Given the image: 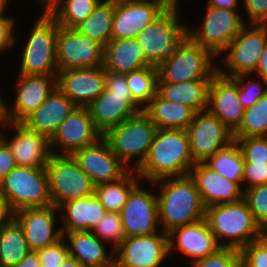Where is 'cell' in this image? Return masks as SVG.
Returning a JSON list of instances; mask_svg holds the SVG:
<instances>
[{
	"label": "cell",
	"instance_id": "6da1fadb",
	"mask_svg": "<svg viewBox=\"0 0 267 267\" xmlns=\"http://www.w3.org/2000/svg\"><path fill=\"white\" fill-rule=\"evenodd\" d=\"M194 164L186 130L157 129L146 158L135 172L149 184L189 175Z\"/></svg>",
	"mask_w": 267,
	"mask_h": 267
},
{
	"label": "cell",
	"instance_id": "7a4b0ae2",
	"mask_svg": "<svg viewBox=\"0 0 267 267\" xmlns=\"http://www.w3.org/2000/svg\"><path fill=\"white\" fill-rule=\"evenodd\" d=\"M158 187V222L160 229L168 233L172 229L201 221L205 218V206L189 176L164 178L149 184Z\"/></svg>",
	"mask_w": 267,
	"mask_h": 267
},
{
	"label": "cell",
	"instance_id": "3957f363",
	"mask_svg": "<svg viewBox=\"0 0 267 267\" xmlns=\"http://www.w3.org/2000/svg\"><path fill=\"white\" fill-rule=\"evenodd\" d=\"M204 219L221 247L241 250L265 233L244 199L206 207Z\"/></svg>",
	"mask_w": 267,
	"mask_h": 267
},
{
	"label": "cell",
	"instance_id": "277c9868",
	"mask_svg": "<svg viewBox=\"0 0 267 267\" xmlns=\"http://www.w3.org/2000/svg\"><path fill=\"white\" fill-rule=\"evenodd\" d=\"M95 128L109 129L135 116L143 108L132 98L125 74L106 71L104 91L88 106Z\"/></svg>",
	"mask_w": 267,
	"mask_h": 267
},
{
	"label": "cell",
	"instance_id": "5b68a950",
	"mask_svg": "<svg viewBox=\"0 0 267 267\" xmlns=\"http://www.w3.org/2000/svg\"><path fill=\"white\" fill-rule=\"evenodd\" d=\"M156 131L157 127L141 111L109 129L103 138L129 170H136L146 158Z\"/></svg>",
	"mask_w": 267,
	"mask_h": 267
},
{
	"label": "cell",
	"instance_id": "8992f818",
	"mask_svg": "<svg viewBox=\"0 0 267 267\" xmlns=\"http://www.w3.org/2000/svg\"><path fill=\"white\" fill-rule=\"evenodd\" d=\"M179 6L167 9L136 36L146 59L155 67L171 59L189 37V25L180 21Z\"/></svg>",
	"mask_w": 267,
	"mask_h": 267
},
{
	"label": "cell",
	"instance_id": "52a82bcc",
	"mask_svg": "<svg viewBox=\"0 0 267 267\" xmlns=\"http://www.w3.org/2000/svg\"><path fill=\"white\" fill-rule=\"evenodd\" d=\"M34 22L21 52L17 73L57 76L56 37L59 25L44 9Z\"/></svg>",
	"mask_w": 267,
	"mask_h": 267
},
{
	"label": "cell",
	"instance_id": "ba28073f",
	"mask_svg": "<svg viewBox=\"0 0 267 267\" xmlns=\"http://www.w3.org/2000/svg\"><path fill=\"white\" fill-rule=\"evenodd\" d=\"M0 193L12 213L52 205L46 167L16 166L0 181Z\"/></svg>",
	"mask_w": 267,
	"mask_h": 267
},
{
	"label": "cell",
	"instance_id": "9c48e42d",
	"mask_svg": "<svg viewBox=\"0 0 267 267\" xmlns=\"http://www.w3.org/2000/svg\"><path fill=\"white\" fill-rule=\"evenodd\" d=\"M266 43L267 24L246 23L217 59L223 65L217 64V73L228 78L241 74L253 77Z\"/></svg>",
	"mask_w": 267,
	"mask_h": 267
},
{
	"label": "cell",
	"instance_id": "30bf717a",
	"mask_svg": "<svg viewBox=\"0 0 267 267\" xmlns=\"http://www.w3.org/2000/svg\"><path fill=\"white\" fill-rule=\"evenodd\" d=\"M52 204H61L95 193V184L79 167L72 155L51 153L46 164Z\"/></svg>",
	"mask_w": 267,
	"mask_h": 267
},
{
	"label": "cell",
	"instance_id": "8fae6325",
	"mask_svg": "<svg viewBox=\"0 0 267 267\" xmlns=\"http://www.w3.org/2000/svg\"><path fill=\"white\" fill-rule=\"evenodd\" d=\"M215 62L216 58L208 50L188 37L171 59L157 67V82L182 83L194 79H212L217 73Z\"/></svg>",
	"mask_w": 267,
	"mask_h": 267
},
{
	"label": "cell",
	"instance_id": "7c38bea8",
	"mask_svg": "<svg viewBox=\"0 0 267 267\" xmlns=\"http://www.w3.org/2000/svg\"><path fill=\"white\" fill-rule=\"evenodd\" d=\"M204 13L198 27L189 26V37L218 59L246 21L237 10L206 6Z\"/></svg>",
	"mask_w": 267,
	"mask_h": 267
},
{
	"label": "cell",
	"instance_id": "4fadbf2b",
	"mask_svg": "<svg viewBox=\"0 0 267 267\" xmlns=\"http://www.w3.org/2000/svg\"><path fill=\"white\" fill-rule=\"evenodd\" d=\"M58 71L101 67L104 64V46L75 28L58 27L56 37Z\"/></svg>",
	"mask_w": 267,
	"mask_h": 267
},
{
	"label": "cell",
	"instance_id": "5bb4252c",
	"mask_svg": "<svg viewBox=\"0 0 267 267\" xmlns=\"http://www.w3.org/2000/svg\"><path fill=\"white\" fill-rule=\"evenodd\" d=\"M186 131L195 163L205 162L234 141L233 133L208 110L197 112Z\"/></svg>",
	"mask_w": 267,
	"mask_h": 267
},
{
	"label": "cell",
	"instance_id": "9a60e30c",
	"mask_svg": "<svg viewBox=\"0 0 267 267\" xmlns=\"http://www.w3.org/2000/svg\"><path fill=\"white\" fill-rule=\"evenodd\" d=\"M168 233L128 236L114 250V260L125 267H161L168 259Z\"/></svg>",
	"mask_w": 267,
	"mask_h": 267
},
{
	"label": "cell",
	"instance_id": "2e32d148",
	"mask_svg": "<svg viewBox=\"0 0 267 267\" xmlns=\"http://www.w3.org/2000/svg\"><path fill=\"white\" fill-rule=\"evenodd\" d=\"M103 135L95 128L88 107H76L49 139L53 154L71 155L77 149L95 144Z\"/></svg>",
	"mask_w": 267,
	"mask_h": 267
},
{
	"label": "cell",
	"instance_id": "e0dca14e",
	"mask_svg": "<svg viewBox=\"0 0 267 267\" xmlns=\"http://www.w3.org/2000/svg\"><path fill=\"white\" fill-rule=\"evenodd\" d=\"M141 186L142 181L131 190L120 212L125 237L149 235L161 230L156 193L151 187L145 190Z\"/></svg>",
	"mask_w": 267,
	"mask_h": 267
},
{
	"label": "cell",
	"instance_id": "ac0fdd59",
	"mask_svg": "<svg viewBox=\"0 0 267 267\" xmlns=\"http://www.w3.org/2000/svg\"><path fill=\"white\" fill-rule=\"evenodd\" d=\"M166 10L164 5L152 0H114L111 39L136 38Z\"/></svg>",
	"mask_w": 267,
	"mask_h": 267
},
{
	"label": "cell",
	"instance_id": "d6986e66",
	"mask_svg": "<svg viewBox=\"0 0 267 267\" xmlns=\"http://www.w3.org/2000/svg\"><path fill=\"white\" fill-rule=\"evenodd\" d=\"M17 77L14 102L7 103V116L12 123H22L56 89V76L18 74Z\"/></svg>",
	"mask_w": 267,
	"mask_h": 267
},
{
	"label": "cell",
	"instance_id": "ffe728a7",
	"mask_svg": "<svg viewBox=\"0 0 267 267\" xmlns=\"http://www.w3.org/2000/svg\"><path fill=\"white\" fill-rule=\"evenodd\" d=\"M58 213V207L53 204L46 207L24 208L13 213V218L23 230L30 251L42 249L63 237L61 227L57 226L59 225L57 219H60Z\"/></svg>",
	"mask_w": 267,
	"mask_h": 267
},
{
	"label": "cell",
	"instance_id": "44dd1931",
	"mask_svg": "<svg viewBox=\"0 0 267 267\" xmlns=\"http://www.w3.org/2000/svg\"><path fill=\"white\" fill-rule=\"evenodd\" d=\"M9 127L14 132L10 138L11 133L7 132ZM0 137L11 149L17 166L46 167L51 155L49 139L46 136L29 130L23 123L8 122L2 127Z\"/></svg>",
	"mask_w": 267,
	"mask_h": 267
},
{
	"label": "cell",
	"instance_id": "7402d4cb",
	"mask_svg": "<svg viewBox=\"0 0 267 267\" xmlns=\"http://www.w3.org/2000/svg\"><path fill=\"white\" fill-rule=\"evenodd\" d=\"M71 155L95 185L118 180L129 171L103 137Z\"/></svg>",
	"mask_w": 267,
	"mask_h": 267
},
{
	"label": "cell",
	"instance_id": "603a6c76",
	"mask_svg": "<svg viewBox=\"0 0 267 267\" xmlns=\"http://www.w3.org/2000/svg\"><path fill=\"white\" fill-rule=\"evenodd\" d=\"M104 66L58 71L56 88L78 107H88L105 89Z\"/></svg>",
	"mask_w": 267,
	"mask_h": 267
},
{
	"label": "cell",
	"instance_id": "cb8c5ba5",
	"mask_svg": "<svg viewBox=\"0 0 267 267\" xmlns=\"http://www.w3.org/2000/svg\"><path fill=\"white\" fill-rule=\"evenodd\" d=\"M168 245L169 255L178 251L181 255L187 256V264L221 248L205 219L172 229L168 232Z\"/></svg>",
	"mask_w": 267,
	"mask_h": 267
},
{
	"label": "cell",
	"instance_id": "d4e9b609",
	"mask_svg": "<svg viewBox=\"0 0 267 267\" xmlns=\"http://www.w3.org/2000/svg\"><path fill=\"white\" fill-rule=\"evenodd\" d=\"M207 110L216 116L232 133L240 126L244 107L240 103L237 83L216 73L208 91Z\"/></svg>",
	"mask_w": 267,
	"mask_h": 267
},
{
	"label": "cell",
	"instance_id": "484cf974",
	"mask_svg": "<svg viewBox=\"0 0 267 267\" xmlns=\"http://www.w3.org/2000/svg\"><path fill=\"white\" fill-rule=\"evenodd\" d=\"M189 176L194 180L205 208L215 204L235 203L243 199V182H233L224 178L204 162L195 163Z\"/></svg>",
	"mask_w": 267,
	"mask_h": 267
},
{
	"label": "cell",
	"instance_id": "4316f807",
	"mask_svg": "<svg viewBox=\"0 0 267 267\" xmlns=\"http://www.w3.org/2000/svg\"><path fill=\"white\" fill-rule=\"evenodd\" d=\"M62 232L92 231L107 212L93 195L69 200L58 207Z\"/></svg>",
	"mask_w": 267,
	"mask_h": 267
},
{
	"label": "cell",
	"instance_id": "83f0119b",
	"mask_svg": "<svg viewBox=\"0 0 267 267\" xmlns=\"http://www.w3.org/2000/svg\"><path fill=\"white\" fill-rule=\"evenodd\" d=\"M77 106L56 88L29 117L22 123L34 132L48 139L56 132L61 122L75 110Z\"/></svg>",
	"mask_w": 267,
	"mask_h": 267
},
{
	"label": "cell",
	"instance_id": "f1b7e54d",
	"mask_svg": "<svg viewBox=\"0 0 267 267\" xmlns=\"http://www.w3.org/2000/svg\"><path fill=\"white\" fill-rule=\"evenodd\" d=\"M68 246L69 256L74 257L82 267H106L114 260V250L107 249L92 231L62 232Z\"/></svg>",
	"mask_w": 267,
	"mask_h": 267
},
{
	"label": "cell",
	"instance_id": "f546056e",
	"mask_svg": "<svg viewBox=\"0 0 267 267\" xmlns=\"http://www.w3.org/2000/svg\"><path fill=\"white\" fill-rule=\"evenodd\" d=\"M105 71L126 74L153 66L145 57L142 45L136 38L111 39L104 46Z\"/></svg>",
	"mask_w": 267,
	"mask_h": 267
},
{
	"label": "cell",
	"instance_id": "4dcf8cb0",
	"mask_svg": "<svg viewBox=\"0 0 267 267\" xmlns=\"http://www.w3.org/2000/svg\"><path fill=\"white\" fill-rule=\"evenodd\" d=\"M211 79H194L182 83L157 82V93L165 100L185 105L196 113L207 110Z\"/></svg>",
	"mask_w": 267,
	"mask_h": 267
},
{
	"label": "cell",
	"instance_id": "1f68e13d",
	"mask_svg": "<svg viewBox=\"0 0 267 267\" xmlns=\"http://www.w3.org/2000/svg\"><path fill=\"white\" fill-rule=\"evenodd\" d=\"M143 112L150 118L157 129L183 130L188 128L196 114L193 109L167 101L158 93L143 108Z\"/></svg>",
	"mask_w": 267,
	"mask_h": 267
},
{
	"label": "cell",
	"instance_id": "d6a6232c",
	"mask_svg": "<svg viewBox=\"0 0 267 267\" xmlns=\"http://www.w3.org/2000/svg\"><path fill=\"white\" fill-rule=\"evenodd\" d=\"M101 0H49L44 9L59 26L75 28L84 21Z\"/></svg>",
	"mask_w": 267,
	"mask_h": 267
},
{
	"label": "cell",
	"instance_id": "836d02e7",
	"mask_svg": "<svg viewBox=\"0 0 267 267\" xmlns=\"http://www.w3.org/2000/svg\"><path fill=\"white\" fill-rule=\"evenodd\" d=\"M114 0H101L92 13L75 29L105 46L112 35Z\"/></svg>",
	"mask_w": 267,
	"mask_h": 267
},
{
	"label": "cell",
	"instance_id": "e575fe53",
	"mask_svg": "<svg viewBox=\"0 0 267 267\" xmlns=\"http://www.w3.org/2000/svg\"><path fill=\"white\" fill-rule=\"evenodd\" d=\"M141 182L135 170H129L118 180L95 185V194L107 212L120 213L131 190Z\"/></svg>",
	"mask_w": 267,
	"mask_h": 267
},
{
	"label": "cell",
	"instance_id": "d590c367",
	"mask_svg": "<svg viewBox=\"0 0 267 267\" xmlns=\"http://www.w3.org/2000/svg\"><path fill=\"white\" fill-rule=\"evenodd\" d=\"M29 251L23 230L12 217L0 229V267L18 264Z\"/></svg>",
	"mask_w": 267,
	"mask_h": 267
},
{
	"label": "cell",
	"instance_id": "8d00e7d4",
	"mask_svg": "<svg viewBox=\"0 0 267 267\" xmlns=\"http://www.w3.org/2000/svg\"><path fill=\"white\" fill-rule=\"evenodd\" d=\"M204 163L230 181L242 182L243 180L244 158L235 141L217 151Z\"/></svg>",
	"mask_w": 267,
	"mask_h": 267
},
{
	"label": "cell",
	"instance_id": "74e56055",
	"mask_svg": "<svg viewBox=\"0 0 267 267\" xmlns=\"http://www.w3.org/2000/svg\"><path fill=\"white\" fill-rule=\"evenodd\" d=\"M132 98L144 108L157 94L158 68L147 66L125 74Z\"/></svg>",
	"mask_w": 267,
	"mask_h": 267
},
{
	"label": "cell",
	"instance_id": "f35d334b",
	"mask_svg": "<svg viewBox=\"0 0 267 267\" xmlns=\"http://www.w3.org/2000/svg\"><path fill=\"white\" fill-rule=\"evenodd\" d=\"M261 136H267V93L244 110L242 122L233 132V138Z\"/></svg>",
	"mask_w": 267,
	"mask_h": 267
},
{
	"label": "cell",
	"instance_id": "ab89813d",
	"mask_svg": "<svg viewBox=\"0 0 267 267\" xmlns=\"http://www.w3.org/2000/svg\"><path fill=\"white\" fill-rule=\"evenodd\" d=\"M92 233L105 243L111 242L112 245L109 244V249L115 250L125 238L121 214L106 212L93 228Z\"/></svg>",
	"mask_w": 267,
	"mask_h": 267
},
{
	"label": "cell",
	"instance_id": "60d3db41",
	"mask_svg": "<svg viewBox=\"0 0 267 267\" xmlns=\"http://www.w3.org/2000/svg\"><path fill=\"white\" fill-rule=\"evenodd\" d=\"M250 76L251 74H241L232 77L237 83L238 96L244 109L252 107L267 93V81L262 78L256 81L253 78L251 79Z\"/></svg>",
	"mask_w": 267,
	"mask_h": 267
},
{
	"label": "cell",
	"instance_id": "b9f144b4",
	"mask_svg": "<svg viewBox=\"0 0 267 267\" xmlns=\"http://www.w3.org/2000/svg\"><path fill=\"white\" fill-rule=\"evenodd\" d=\"M243 199L247 202L255 221L267 232V184L245 189Z\"/></svg>",
	"mask_w": 267,
	"mask_h": 267
},
{
	"label": "cell",
	"instance_id": "7bdbcfd3",
	"mask_svg": "<svg viewBox=\"0 0 267 267\" xmlns=\"http://www.w3.org/2000/svg\"><path fill=\"white\" fill-rule=\"evenodd\" d=\"M240 264V250L221 247L216 252L193 261L188 267H239Z\"/></svg>",
	"mask_w": 267,
	"mask_h": 267
},
{
	"label": "cell",
	"instance_id": "ee69618b",
	"mask_svg": "<svg viewBox=\"0 0 267 267\" xmlns=\"http://www.w3.org/2000/svg\"><path fill=\"white\" fill-rule=\"evenodd\" d=\"M244 162L267 163V136L234 138Z\"/></svg>",
	"mask_w": 267,
	"mask_h": 267
},
{
	"label": "cell",
	"instance_id": "f6af8a7d",
	"mask_svg": "<svg viewBox=\"0 0 267 267\" xmlns=\"http://www.w3.org/2000/svg\"><path fill=\"white\" fill-rule=\"evenodd\" d=\"M240 253L241 263L245 267H267V232L258 240L244 246Z\"/></svg>",
	"mask_w": 267,
	"mask_h": 267
},
{
	"label": "cell",
	"instance_id": "bcb514c9",
	"mask_svg": "<svg viewBox=\"0 0 267 267\" xmlns=\"http://www.w3.org/2000/svg\"><path fill=\"white\" fill-rule=\"evenodd\" d=\"M41 267H59L62 261L69 255L68 246L62 237L57 242L37 250Z\"/></svg>",
	"mask_w": 267,
	"mask_h": 267
},
{
	"label": "cell",
	"instance_id": "7dc6e473",
	"mask_svg": "<svg viewBox=\"0 0 267 267\" xmlns=\"http://www.w3.org/2000/svg\"><path fill=\"white\" fill-rule=\"evenodd\" d=\"M243 191L258 185L267 184V163L244 162Z\"/></svg>",
	"mask_w": 267,
	"mask_h": 267
},
{
	"label": "cell",
	"instance_id": "c3c4849f",
	"mask_svg": "<svg viewBox=\"0 0 267 267\" xmlns=\"http://www.w3.org/2000/svg\"><path fill=\"white\" fill-rule=\"evenodd\" d=\"M16 20L12 16L0 15V54L10 51L16 45L17 36L15 35ZM10 48V49H9Z\"/></svg>",
	"mask_w": 267,
	"mask_h": 267
},
{
	"label": "cell",
	"instance_id": "681fc988",
	"mask_svg": "<svg viewBox=\"0 0 267 267\" xmlns=\"http://www.w3.org/2000/svg\"><path fill=\"white\" fill-rule=\"evenodd\" d=\"M248 23L267 24V0H242Z\"/></svg>",
	"mask_w": 267,
	"mask_h": 267
},
{
	"label": "cell",
	"instance_id": "f907efd6",
	"mask_svg": "<svg viewBox=\"0 0 267 267\" xmlns=\"http://www.w3.org/2000/svg\"><path fill=\"white\" fill-rule=\"evenodd\" d=\"M17 166L7 143L0 137V181Z\"/></svg>",
	"mask_w": 267,
	"mask_h": 267
},
{
	"label": "cell",
	"instance_id": "816d5d0a",
	"mask_svg": "<svg viewBox=\"0 0 267 267\" xmlns=\"http://www.w3.org/2000/svg\"><path fill=\"white\" fill-rule=\"evenodd\" d=\"M242 0H206V6L223 8L227 10H238Z\"/></svg>",
	"mask_w": 267,
	"mask_h": 267
},
{
	"label": "cell",
	"instance_id": "f5cc1de1",
	"mask_svg": "<svg viewBox=\"0 0 267 267\" xmlns=\"http://www.w3.org/2000/svg\"><path fill=\"white\" fill-rule=\"evenodd\" d=\"M253 74H256V78L258 76V78H262L267 81V43L261 52V57Z\"/></svg>",
	"mask_w": 267,
	"mask_h": 267
},
{
	"label": "cell",
	"instance_id": "db71d44e",
	"mask_svg": "<svg viewBox=\"0 0 267 267\" xmlns=\"http://www.w3.org/2000/svg\"><path fill=\"white\" fill-rule=\"evenodd\" d=\"M12 267H41L37 251H29L18 264Z\"/></svg>",
	"mask_w": 267,
	"mask_h": 267
},
{
	"label": "cell",
	"instance_id": "11a10c76",
	"mask_svg": "<svg viewBox=\"0 0 267 267\" xmlns=\"http://www.w3.org/2000/svg\"><path fill=\"white\" fill-rule=\"evenodd\" d=\"M13 217V213L10 210L6 199L0 193V229Z\"/></svg>",
	"mask_w": 267,
	"mask_h": 267
},
{
	"label": "cell",
	"instance_id": "9f6ffc18",
	"mask_svg": "<svg viewBox=\"0 0 267 267\" xmlns=\"http://www.w3.org/2000/svg\"><path fill=\"white\" fill-rule=\"evenodd\" d=\"M2 96L4 97V95L0 93V124L4 126L9 120L7 116V100Z\"/></svg>",
	"mask_w": 267,
	"mask_h": 267
},
{
	"label": "cell",
	"instance_id": "6f0895ef",
	"mask_svg": "<svg viewBox=\"0 0 267 267\" xmlns=\"http://www.w3.org/2000/svg\"><path fill=\"white\" fill-rule=\"evenodd\" d=\"M59 267H82L81 264L72 256H67Z\"/></svg>",
	"mask_w": 267,
	"mask_h": 267
},
{
	"label": "cell",
	"instance_id": "680465c9",
	"mask_svg": "<svg viewBox=\"0 0 267 267\" xmlns=\"http://www.w3.org/2000/svg\"><path fill=\"white\" fill-rule=\"evenodd\" d=\"M152 1L159 2L160 4L164 5L167 9L180 6L177 0H152Z\"/></svg>",
	"mask_w": 267,
	"mask_h": 267
},
{
	"label": "cell",
	"instance_id": "91938a15",
	"mask_svg": "<svg viewBox=\"0 0 267 267\" xmlns=\"http://www.w3.org/2000/svg\"><path fill=\"white\" fill-rule=\"evenodd\" d=\"M12 0H0V15L6 13V9H9L7 5L8 3H11Z\"/></svg>",
	"mask_w": 267,
	"mask_h": 267
},
{
	"label": "cell",
	"instance_id": "94428289",
	"mask_svg": "<svg viewBox=\"0 0 267 267\" xmlns=\"http://www.w3.org/2000/svg\"><path fill=\"white\" fill-rule=\"evenodd\" d=\"M106 267H125L121 264H119L117 261L113 260L110 264H108Z\"/></svg>",
	"mask_w": 267,
	"mask_h": 267
},
{
	"label": "cell",
	"instance_id": "6125c7cd",
	"mask_svg": "<svg viewBox=\"0 0 267 267\" xmlns=\"http://www.w3.org/2000/svg\"><path fill=\"white\" fill-rule=\"evenodd\" d=\"M49 0H36V3H38V5L43 6L46 2H48Z\"/></svg>",
	"mask_w": 267,
	"mask_h": 267
},
{
	"label": "cell",
	"instance_id": "be15d7a7",
	"mask_svg": "<svg viewBox=\"0 0 267 267\" xmlns=\"http://www.w3.org/2000/svg\"><path fill=\"white\" fill-rule=\"evenodd\" d=\"M2 127H3V126L0 124V136H1V130H2Z\"/></svg>",
	"mask_w": 267,
	"mask_h": 267
}]
</instances>
